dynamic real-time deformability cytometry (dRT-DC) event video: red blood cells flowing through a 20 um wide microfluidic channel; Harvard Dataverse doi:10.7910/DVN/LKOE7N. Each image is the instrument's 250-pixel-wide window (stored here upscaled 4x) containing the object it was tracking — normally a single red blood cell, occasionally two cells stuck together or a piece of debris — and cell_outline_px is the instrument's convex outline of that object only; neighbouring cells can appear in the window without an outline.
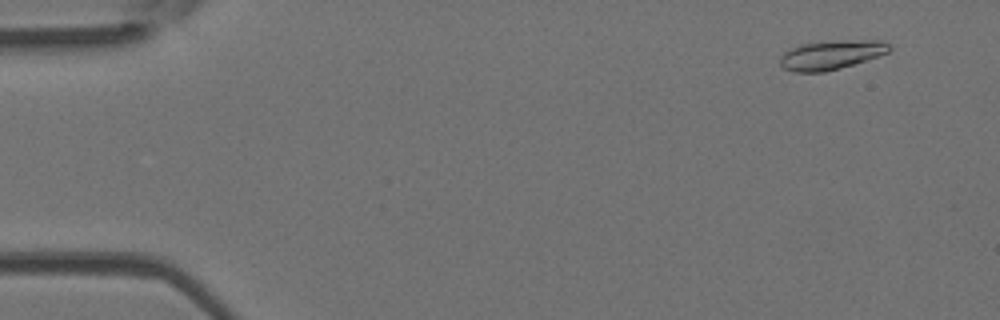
{"species": "Egyptian fruit bat (a non-hibernating species)", "species_latin": "Rousettus aegyptiacus", "temperature_condition": "room temperature", "stored_images_in_passage": 50, "camera_frame_rate_fps": 3000, "um_per_image_px": 0.085, "animal": {"sex": "female"}, "frame": {"image": 1, "passage_image": 4, "time_ms": 1.0, "image_size_px": [1000, 320], "cell_outline_px": [[892, 48], [888, 52], [880, 56], [840, 68], [824, 72], [792, 72], [784, 68], [780, 64], [780, 56], [784, 52], [800, 44], [840, 40], [880, 40], [888, 44]], "centroid_in_image_um": [70.66, 4.66], "position_along_channel_um": 14.3, "area_um2": 18.61}}
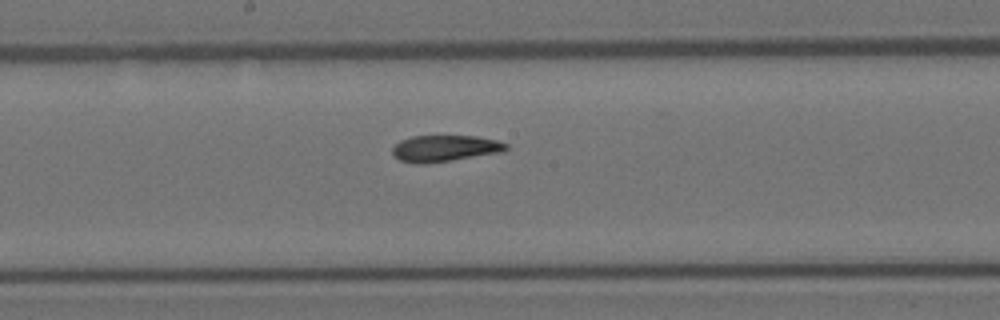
{"frame": {"image": 2, "passage_image": 27, "time_ms": 8.667, "image_size_px": [1000, 320], "cell_outline_px": [[508, 148], [504, 152], [424, 164], [416, 164], [400, 160], [392, 156], [392, 148], [400, 140], [412, 136], [476, 136], [496, 140], [508, 144]], "centroid_in_image_um": [37.8, 12.61], "position_along_channel_um": 210.4, "area_um2": 17.57}}
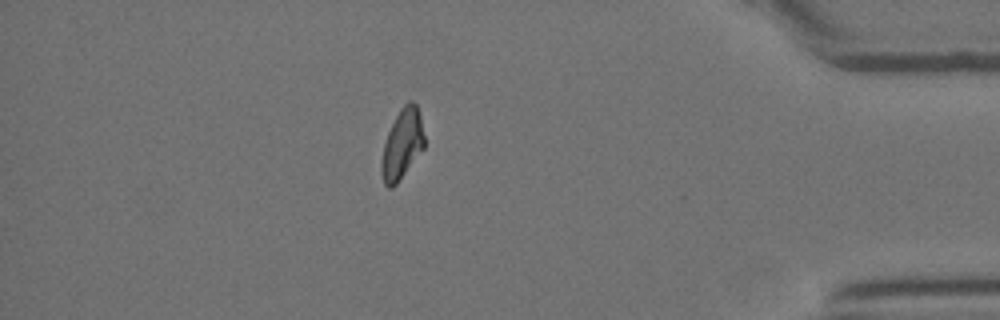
{"frame": {"image": 3, "passage_image": 44, "time_ms": 14.333, "image_size_px": [1000, 320], "cell_outline_px": [[424, 148], [396, 184], [392, 188], [388, 188], [384, 184], [380, 172], [380, 164], [384, 144], [388, 132], [400, 108], [408, 100], [412, 100], [416, 104], [420, 116], [424, 136]], "centroid_in_image_um": [34.16, 12.26], "position_along_channel_um": 401.0, "area_um2": 17.4}, "authors_computed_cell_mechanics": {"area_um2": 17.9469, "velocity_mm_per_s": 4.0694, "shape_relaxation_time_tau1_ms": 5.6753, "shape_relaxation_time_tau2_ms": 5.8694, "deformation_change_tau1": 0.1936, "deformation_change_tau2": 0.071}}